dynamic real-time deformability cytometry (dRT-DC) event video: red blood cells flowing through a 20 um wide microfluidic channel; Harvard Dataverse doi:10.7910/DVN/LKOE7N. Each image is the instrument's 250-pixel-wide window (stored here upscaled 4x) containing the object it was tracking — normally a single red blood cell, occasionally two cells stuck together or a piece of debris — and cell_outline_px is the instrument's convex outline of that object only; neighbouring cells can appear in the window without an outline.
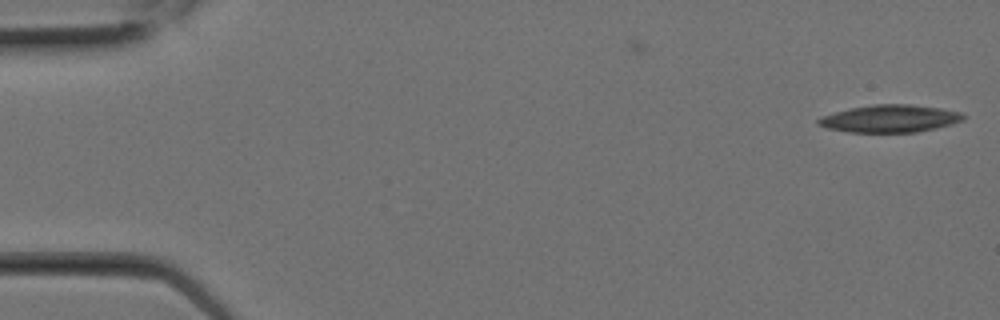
{"species": "Egyptian fruit bat (a non-hibernating species)", "species_latin": "Rousettus aegyptiacus", "temperature_condition": "room temperature", "stored_images_in_passage": 8, "camera_frame_rate_fps": 3000, "um_per_image_px": 0.085, "animal": {"sex": "female"}, "frame": {"image": 1, "passage_image": 1, "time_ms": 0.0, "image_size_px": [1000, 320], "cell_outline_px": [[964, 120], [936, 128], [916, 132], [848, 132], [828, 128], [816, 124], [816, 120], [824, 116], [848, 108], [872, 104], [908, 104], [940, 108], [960, 112], [964, 116]], "centroid_in_image_um": [75.63, 10.08], "position_along_channel_um": 9.4, "area_um2": 23.06}}
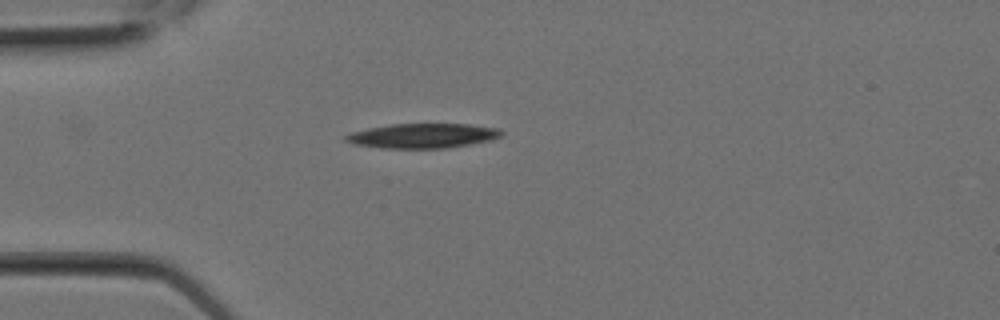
{"frame": {"image": 2, "passage_image": 6, "time_ms": 1.667, "image_size_px": [1000, 320], "cell_outline_px": [[504, 136], [492, 140], [448, 148], [380, 148], [356, 144], [344, 140], [344, 136], [352, 132], [368, 128], [392, 124], [468, 124], [500, 128], [504, 132]], "centroid_in_image_um": [36.0, 11.54], "position_along_channel_um": 49.0, "area_um2": 22.48}}
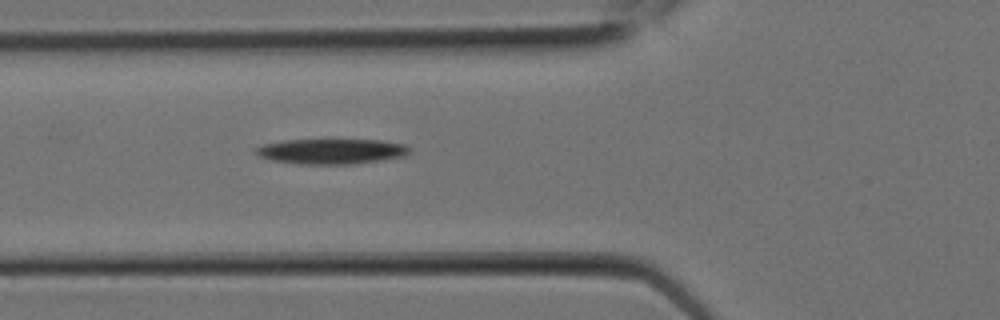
{"frame": {"image": 3, "passage_image": 8, "time_ms": 2.333, "image_size_px": [1000, 320], "cell_outline_px": [[412, 152], [408, 156], [352, 164], [300, 164], [268, 160], [252, 152], [252, 148], [260, 144], [284, 140], [380, 140], [404, 144], [412, 148]], "centroid_in_image_um": [28.14, 12.86], "position_along_channel_um": 97.7, "area_um2": 23.06}}